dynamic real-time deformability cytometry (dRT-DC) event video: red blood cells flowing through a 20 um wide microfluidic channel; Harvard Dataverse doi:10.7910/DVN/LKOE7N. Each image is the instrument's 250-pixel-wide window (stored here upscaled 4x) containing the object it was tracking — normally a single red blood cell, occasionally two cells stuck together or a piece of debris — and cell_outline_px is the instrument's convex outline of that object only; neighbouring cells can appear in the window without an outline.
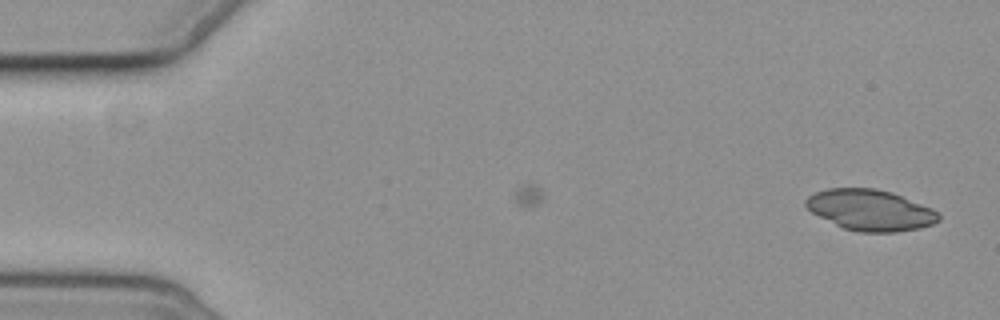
{"species": "common noctule bat (a hibernating species)", "species_latin": "Nyctalus noctula", "temperature_condition": "cold", "stored_images_in_passage": 3, "camera_frame_rate_fps": 3000, "um_per_image_px": 0.085, "animal": {"sex": "female", "body_mass_g": 19.3, "forearm_length_mm": 54.1}, "frame": {"image": 1, "passage_image": 3, "time_ms": 2.333, "image_size_px": [1000, 320], "cell_outline_px": [[940, 220], [932, 224], [920, 228], [896, 232], [856, 232], [844, 228], [812, 212], [804, 204], [804, 200], [808, 196], [816, 192], [828, 188], [876, 188], [892, 192], [932, 208], [940, 216]], "centroid_in_image_um": [73.98, 17.85], "position_along_channel_um": 11.0, "area_um2": 31.56}}